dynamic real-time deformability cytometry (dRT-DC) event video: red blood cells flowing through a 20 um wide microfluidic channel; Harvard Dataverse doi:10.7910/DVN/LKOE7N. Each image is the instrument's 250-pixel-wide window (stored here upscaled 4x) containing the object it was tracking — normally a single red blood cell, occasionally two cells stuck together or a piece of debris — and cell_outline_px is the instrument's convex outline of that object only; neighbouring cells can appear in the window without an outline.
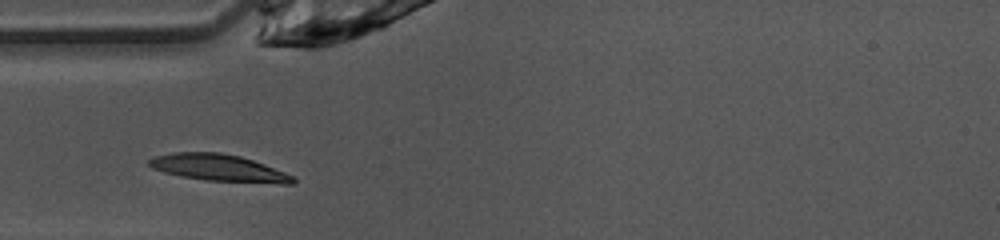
{"species": "common noctule bat (a hibernating species)", "species_latin": "Nyctalus noctula", "temperature_condition": "warm", "stored_images_in_passage": 31, "camera_frame_rate_fps": 3000, "um_per_image_px": 0.085, "animal": {"sex": "female", "body_mass_g": 10.0, "forearm_length_mm": 53.1}, "frame": {"image": 1, "passage_image": 1, "time_ms": 0.0, "image_size_px": [1000, 240], "cell_outline_px": [[296, 180], [292, 184], [284, 184], [204, 180], [164, 172], [152, 168], [148, 164], [148, 160], [156, 156], [172, 152], [220, 152], [240, 156], [264, 164], [284, 172], [292, 176]], "centroid_in_image_um": [18.59, 14.26], "position_along_channel_um": 66.4, "area_um2": 22.37}}
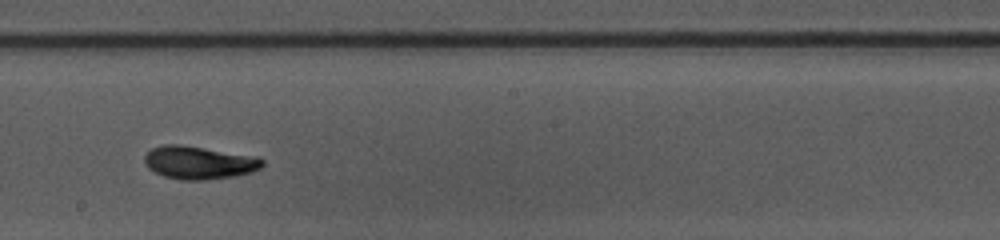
{"frame": {"image": 2, "passage_image": 13, "time_ms": 4.0, "image_size_px": [1000, 240], "cell_outline_px": [[264, 164], [260, 168], [252, 172], [232, 176], [208, 180], [180, 180], [164, 176], [148, 168], [144, 164], [144, 156], [152, 148], [164, 144], [180, 144], [260, 156], [264, 160]], "centroid_in_image_um": [16.94, 13.81], "position_along_channel_um": 231.3, "area_um2": 22.95}}
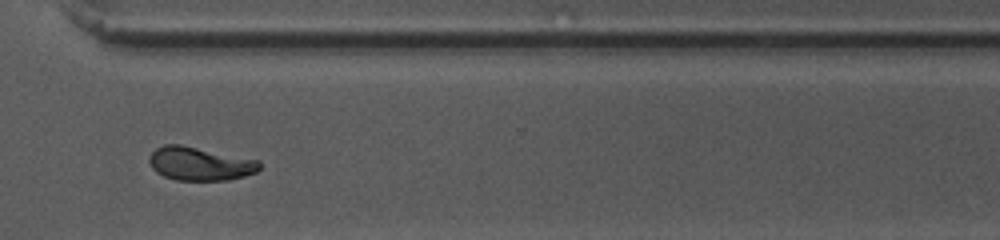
{"frame": {"image": 3, "passage_image": 22, "time_ms": 7.0, "image_size_px": [1000, 240], "cell_outline_px": [[260, 168], [256, 172], [244, 176], [228, 180], [176, 180], [164, 176], [156, 172], [152, 168], [148, 160], [152, 152], [156, 148], [164, 144], [180, 144], [260, 160]], "centroid_in_image_um": [16.99, 13.91], "position_along_channel_um": 353.6, "area_um2": 21.56}}